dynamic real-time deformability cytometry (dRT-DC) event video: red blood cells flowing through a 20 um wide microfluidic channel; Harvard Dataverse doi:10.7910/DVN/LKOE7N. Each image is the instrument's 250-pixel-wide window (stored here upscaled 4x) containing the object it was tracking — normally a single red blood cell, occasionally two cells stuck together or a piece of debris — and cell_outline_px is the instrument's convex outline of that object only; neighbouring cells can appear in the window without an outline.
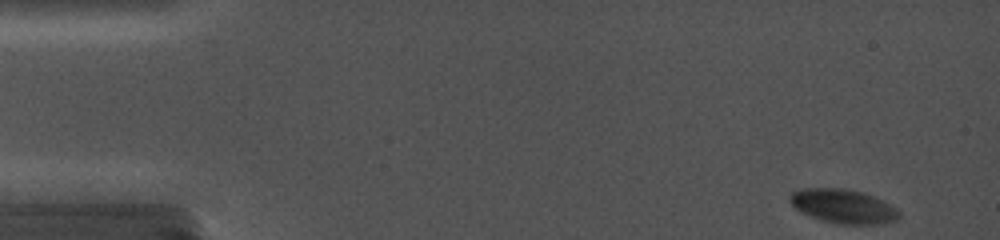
{"species": "common noctule bat (a hibernating species)", "species_latin": "Nyctalus noctula", "temperature_condition": "cold", "stored_images_in_passage": 76, "camera_frame_rate_fps": 5000, "um_per_image_px": 0.085, "animal": {"sex": "female", "body_mass_g": 19.0, "forearm_length_mm": 56.7}, "frame": {"image": 1, "passage_image": 1, "time_ms": 0.0, "image_size_px": [1000, 240], "cell_outline_px": [[900, 216], [896, 220], [876, 224], [840, 224], [820, 220], [800, 212], [788, 200], [788, 196], [792, 192], [804, 188], [844, 188], [864, 192], [896, 208], [900, 212]], "centroid_in_image_um": [71.63, 17.53], "position_along_channel_um": 13.4, "area_um2": 21.62}}
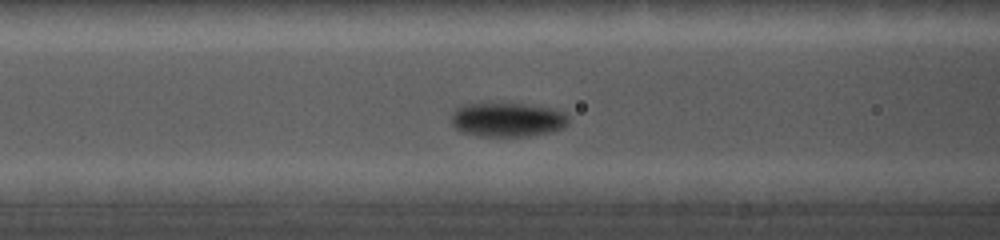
{"frame": {"image": 2, "passage_image": 25, "time_ms": 6.2, "image_size_px": [1000, 240], "cell_outline_px": [[568, 124], [564, 128], [548, 132], [528, 136], [480, 136], [460, 132], [452, 124], [452, 112], [456, 108], [464, 104], [480, 100], [500, 100], [552, 108], [564, 112], [568, 116]], "centroid_in_image_um": [43.08, 10.1], "position_along_channel_um": 123.5, "area_um2": 24.51}}
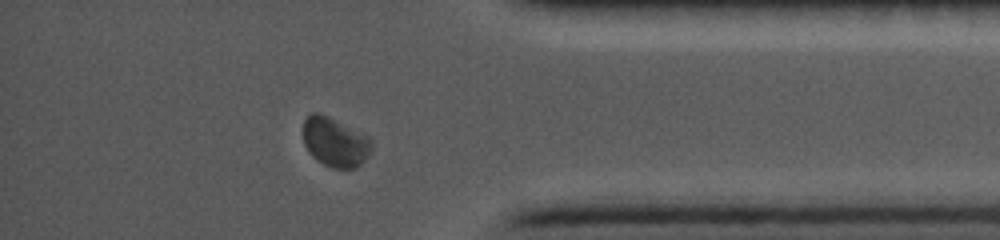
{"frame": {"image": 3, "passage_image": 68, "time_ms": 14.0, "image_size_px": [1000, 240], "cell_outline_px": [[372, 148], [368, 156], [356, 168], [332, 168], [324, 164], [312, 156], [304, 144], [304, 120], [312, 112], [316, 112], [328, 116], [368, 136], [372, 140]], "centroid_in_image_um": [28.49, 12.08], "position_along_channel_um": 406.7, "area_um2": 19.48}}